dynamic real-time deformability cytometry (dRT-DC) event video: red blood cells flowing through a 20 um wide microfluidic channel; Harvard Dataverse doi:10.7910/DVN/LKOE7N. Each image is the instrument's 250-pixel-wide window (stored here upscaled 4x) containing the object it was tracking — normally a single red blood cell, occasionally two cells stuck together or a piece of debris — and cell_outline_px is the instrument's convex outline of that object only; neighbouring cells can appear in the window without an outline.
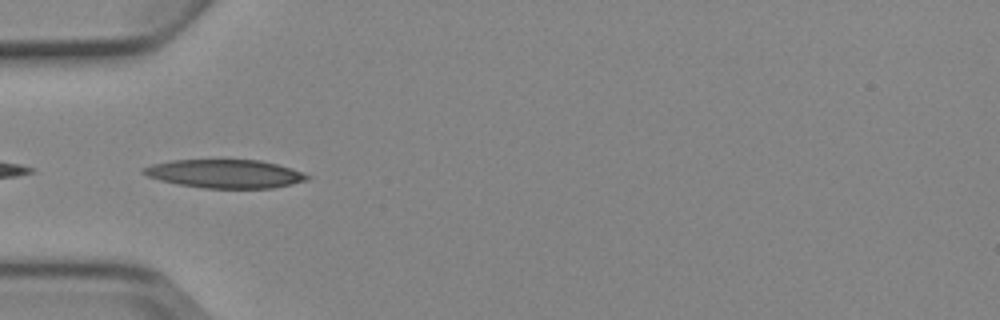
{"species": "Egyptian fruit bat (a non-hibernating species)", "species_latin": "Rousettus aegyptiacus", "temperature_condition": "cold", "stored_images_in_passage": 7, "camera_frame_rate_fps": 3000, "um_per_image_px": 0.085, "animal": {"sex": "female"}, "frame": {"image": 1, "passage_image": 5, "time_ms": 4.667, "image_size_px": [1000, 320], "cell_outline_px": [[312, 176], [308, 180], [292, 184], [272, 188], [204, 188], [180, 184], [160, 180], [148, 176], [140, 172], [140, 168], [152, 164], [172, 160], [260, 160], [292, 168], [304, 172]], "centroid_in_image_um": [19.15, 14.77], "position_along_channel_um": 65.9, "area_um2": 27.22}}
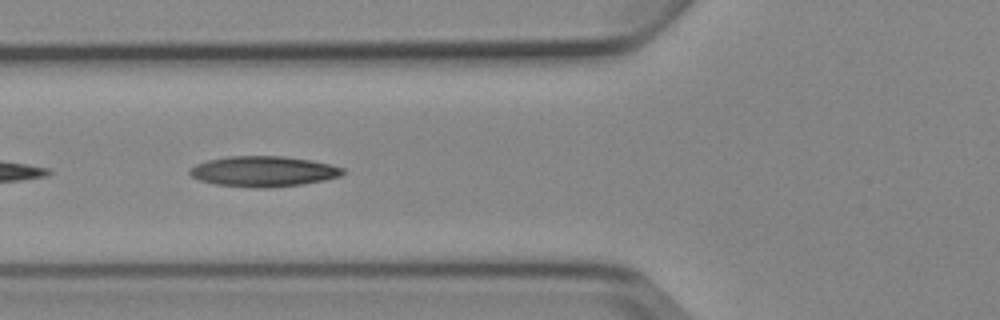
{"frame": {"image": 2, "passage_image": 6, "time_ms": 5.667, "image_size_px": [1000, 320], "cell_outline_px": [[344, 172], [340, 176], [324, 180], [304, 184], [272, 188], [256, 188], [216, 184], [200, 180], [192, 176], [188, 172], [188, 168], [196, 164], [208, 160], [228, 156], [284, 156], [312, 160], [344, 168]], "centroid_in_image_um": [22.38, 14.57], "position_along_channel_um": 103.4, "area_um2": 27.28}}
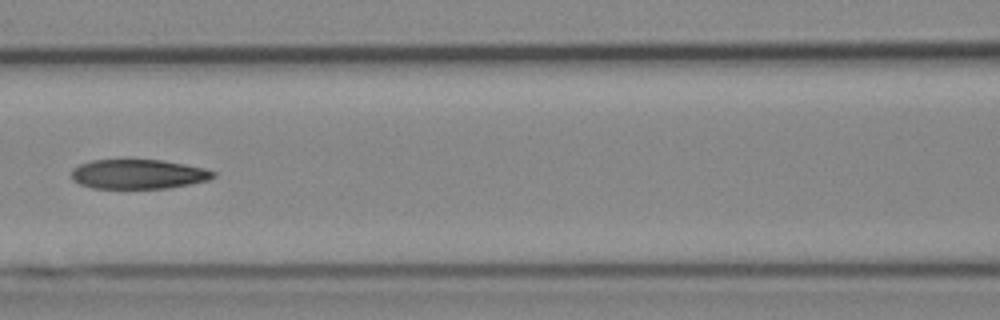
{"frame": {"image": 3, "passage_image": 7, "time_ms": 7.0, "image_size_px": [1000, 320], "cell_outline_px": [[216, 176], [208, 180], [168, 188], [92, 188], [80, 184], [72, 180], [72, 168], [80, 164], [92, 160], [128, 156], [160, 160], [184, 164], [204, 168], [216, 172]], "centroid_in_image_um": [11.7, 14.75], "position_along_channel_um": 154.9, "area_um2": 25.26}}